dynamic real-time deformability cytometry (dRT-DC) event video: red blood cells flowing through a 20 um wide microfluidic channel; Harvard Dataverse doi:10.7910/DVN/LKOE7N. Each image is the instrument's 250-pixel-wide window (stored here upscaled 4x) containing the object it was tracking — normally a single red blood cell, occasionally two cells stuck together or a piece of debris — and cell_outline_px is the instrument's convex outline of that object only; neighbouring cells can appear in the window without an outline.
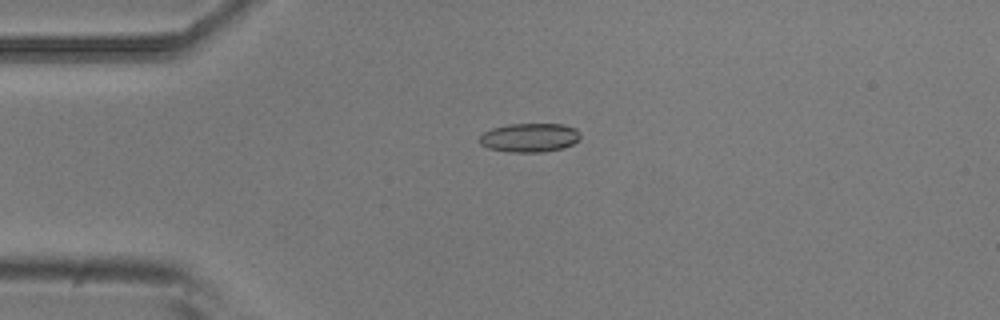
{"species": "common noctule bat (a hibernating species)", "species_latin": "Nyctalus noctula", "temperature_condition": "room temperature", "stored_images_in_passage": 9, "camera_frame_rate_fps": 3000, "um_per_image_px": 0.085, "animal": {"sex": "male", "body_mass_g": 20.5, "forearm_length_mm": 52.5}, "frame": {"image": 1, "passage_image": 3, "time_ms": 0.667, "image_size_px": [1000, 320], "cell_outline_px": [[580, 140], [564, 148], [544, 152], [512, 152], [488, 148], [480, 144], [480, 136], [484, 132], [492, 128], [508, 124], [564, 124], [576, 128], [580, 132]], "centroid_in_image_um": [45.05, 11.69], "position_along_channel_um": 39.9, "area_um2": 17.11}}
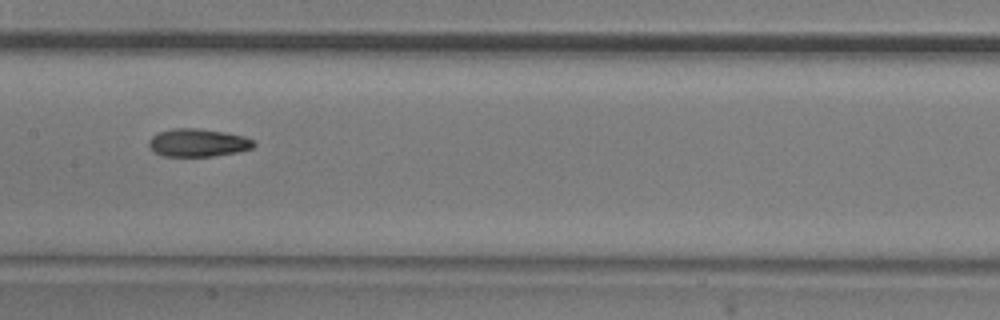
{"frame": {"image": 2, "passage_image": 7, "time_ms": 2.0, "image_size_px": [1000, 320], "cell_outline_px": [[256, 144], [252, 148], [236, 152], [212, 156], [164, 156], [156, 152], [148, 144], [148, 140], [156, 132], [172, 128], [196, 128], [224, 132], [244, 136], [256, 140]], "centroid_in_image_um": [16.83, 12.12], "position_along_channel_um": 190.6, "area_um2": 17.11}}
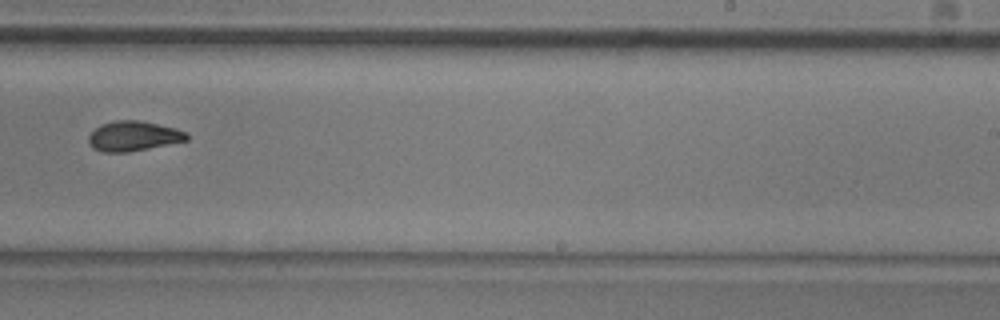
{"frame": {"image": 3, "passage_image": 9, "time_ms": 2.667, "image_size_px": [1000, 320], "cell_outline_px": [[188, 140], [128, 152], [100, 152], [92, 148], [88, 144], [88, 136], [100, 124], [116, 120], [140, 120], [176, 128], [188, 132]], "centroid_in_image_um": [11.32, 11.56], "position_along_channel_um": 277.7, "area_um2": 17.22}}